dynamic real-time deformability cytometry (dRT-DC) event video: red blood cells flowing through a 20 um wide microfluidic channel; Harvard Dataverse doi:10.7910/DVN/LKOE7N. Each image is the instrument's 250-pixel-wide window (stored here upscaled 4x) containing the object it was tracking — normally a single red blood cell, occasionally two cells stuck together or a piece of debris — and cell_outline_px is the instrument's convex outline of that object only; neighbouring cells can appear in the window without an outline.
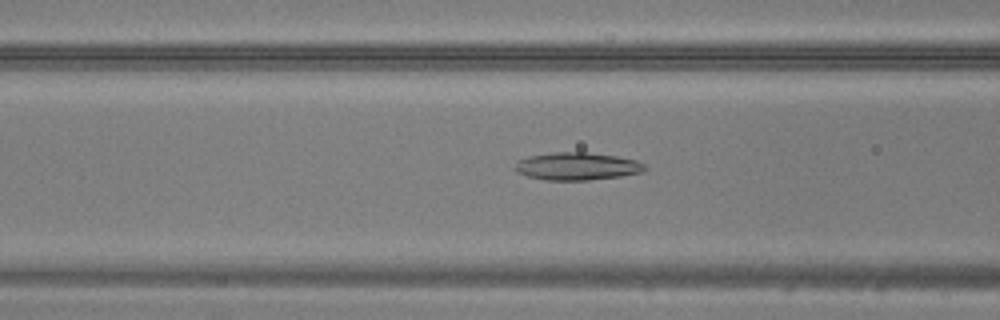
{"species": "common noctule bat (a hibernating species)", "species_latin": "Nyctalus noctula", "temperature_condition": "warm", "stored_images_in_passage": 42, "camera_frame_rate_fps": 3000, "um_per_image_px": 0.085, "animal": {"sex": "male", "body_mass_g": 20.5, "forearm_length_mm": 52.5}, "frame": {"image": 1, "passage_image": 13, "time_ms": 4.0, "image_size_px": [1000, 320], "cell_outline_px": [[648, 168], [644, 172], [620, 176], [588, 180], [544, 180], [528, 176], [516, 172], [512, 168], [516, 160], [528, 156], [552, 152], [584, 152], [616, 156], [636, 160], [644, 164]], "centroid_in_image_um": [49.01, 14.13], "position_along_channel_um": 117.6, "area_um2": 21.15}}
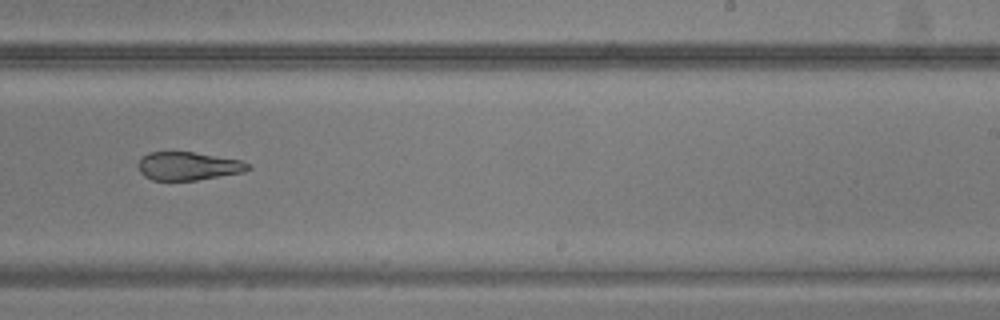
{"frame": {"image": 2, "passage_image": 24, "time_ms": 7.667, "image_size_px": [1000, 320], "cell_outline_px": [[252, 168], [244, 172], [196, 180], [152, 180], [144, 176], [140, 172], [136, 164], [148, 152], [192, 152], [244, 160]], "centroid_in_image_um": [16.01, 14.11], "position_along_channel_um": 273.0, "area_um2": 18.15}}
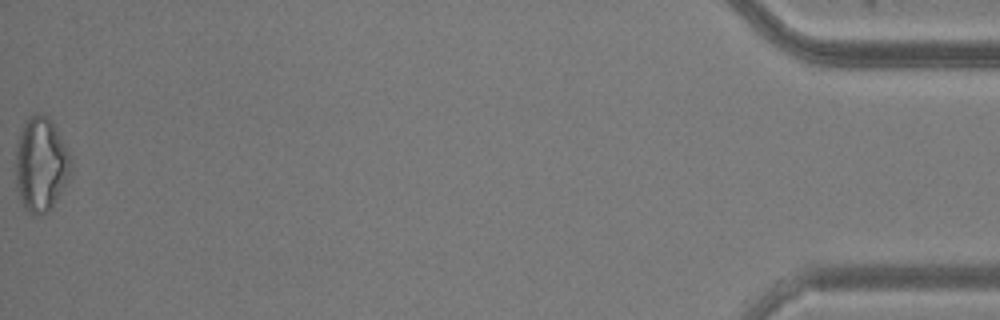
{"frame": {"image": 3, "passage_image": 42, "time_ms": 13.667, "image_size_px": [1000, 320], "cell_outline_px": [[72, 176], [52, 208], [48, 212], [40, 216], [24, 208], [16, 188], [16, 144], [20, 128], [28, 116], [36, 112], [48, 116], [56, 128], [72, 160]], "centroid_in_image_um": [3.49, 13.97], "position_along_channel_um": 431.7, "area_um2": 30.98}}